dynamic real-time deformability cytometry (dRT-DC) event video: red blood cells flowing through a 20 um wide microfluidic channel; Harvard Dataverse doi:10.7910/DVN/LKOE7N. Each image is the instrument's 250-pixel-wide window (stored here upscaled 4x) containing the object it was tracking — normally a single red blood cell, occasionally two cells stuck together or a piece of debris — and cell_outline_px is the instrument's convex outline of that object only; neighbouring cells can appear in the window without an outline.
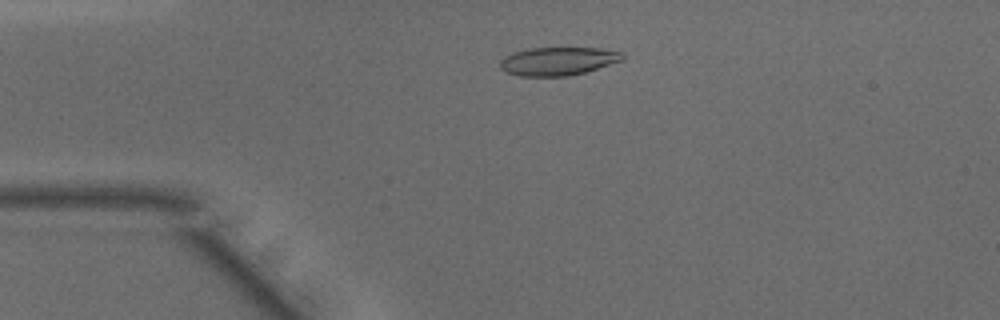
{"species": "common noctule bat (a hibernating species)", "species_latin": "Nyctalus noctula", "temperature_condition": "warm", "stored_images_in_passage": 48, "camera_frame_rate_fps": 3000, "um_per_image_px": 0.085, "animal": {"sex": "male", "body_mass_g": 15.6}, "frame": {"image": 1, "passage_image": 11, "time_ms": 3.333, "image_size_px": [1000, 320], "cell_outline_px": [[624, 60], [584, 72], [568, 76], [520, 76], [508, 72], [500, 68], [500, 60], [504, 56], [512, 52], [528, 48], [600, 48], [624, 52]], "centroid_in_image_um": [47.43, 5.19], "position_along_channel_um": 37.6, "area_um2": 20.23}}
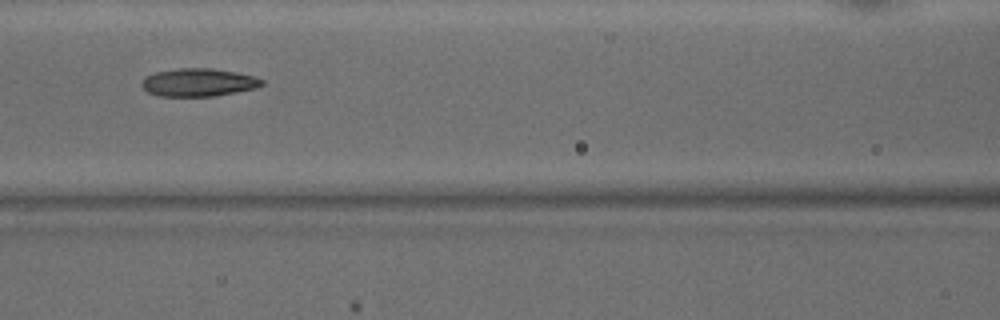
{"frame": {"image": 2, "passage_image": 21, "time_ms": 6.667, "image_size_px": [1000, 320], "cell_outline_px": [[264, 84], [256, 88], [236, 92], [212, 96], [160, 96], [148, 92], [140, 84], [148, 76], [156, 72], [180, 68], [212, 68], [236, 72], [256, 76], [264, 80]], "centroid_in_image_um": [16.92, 7.0], "position_along_channel_um": 149.7, "area_um2": 19.48}}
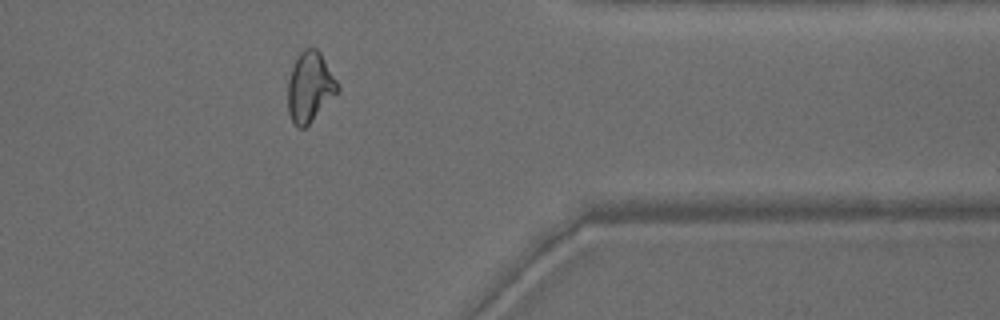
{"frame": {"image": 3, "passage_image": 39, "time_ms": 12.667, "image_size_px": [1000, 320], "cell_outline_px": [[340, 92], [304, 128], [296, 128], [288, 112], [288, 80], [296, 56], [304, 48], [316, 48], [320, 52], [336, 80], [340, 88]], "centroid_in_image_um": [26.34, 7.4], "position_along_channel_um": 385.1, "area_um2": 20.35}, "authors_computed_cell_mechanics": {"area_um2": 20.2878, "velocity_mm_per_s": 4.1954, "shape_relaxation_time_tau1_ms": null, "shape_relaxation_time_tau2_ms": 2.1969, "deformation_change_tau1": null, "deformation_change_tau2": 0.1029}}